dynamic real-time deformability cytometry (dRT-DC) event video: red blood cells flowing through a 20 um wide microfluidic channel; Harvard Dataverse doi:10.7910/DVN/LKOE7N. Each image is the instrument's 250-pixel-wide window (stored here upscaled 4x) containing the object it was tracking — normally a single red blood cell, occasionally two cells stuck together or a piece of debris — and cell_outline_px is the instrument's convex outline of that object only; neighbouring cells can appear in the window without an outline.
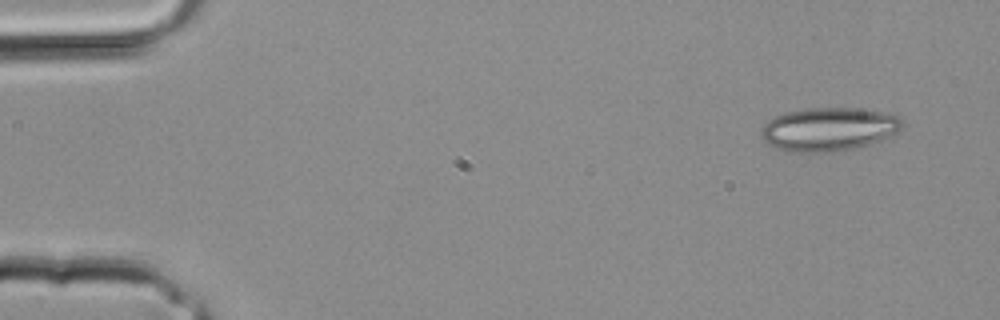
{"species": "common noctule bat (a hibernating species)", "species_latin": "Nyctalus noctula", "temperature_condition": "room temperature", "stored_images_in_passage": 29, "camera_frame_rate_fps": 3000, "um_per_image_px": 0.085, "animal": {"sex": "male", "body_mass_g": 20.4}, "frame": {"image": 1, "passage_image": 1, "time_ms": 0.0, "image_size_px": [1000, 320], "cell_outline_px": [[904, 124], [896, 132], [880, 140], [868, 144], [852, 148], [824, 152], [788, 152], [768, 144], [760, 136], [760, 128], [768, 120], [776, 116], [788, 112], [808, 108], [856, 108], [888, 112], [900, 116], [904, 120]], "centroid_in_image_um": [70.44, 10.97], "position_along_channel_um": 14.6, "area_um2": 35.72}}
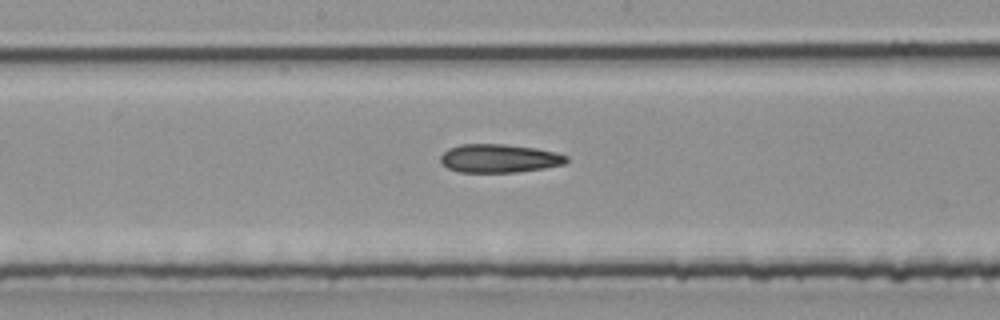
{"frame": {"image": 2, "passage_image": 16, "time_ms": 5.0, "image_size_px": [1000, 320], "cell_outline_px": [[568, 160], [564, 164], [544, 168], [516, 172], [460, 172], [448, 168], [440, 160], [440, 156], [448, 148], [460, 144], [504, 144], [536, 148], [556, 152], [568, 156]], "centroid_in_image_um": [42.44, 13.45], "position_along_channel_um": 205.8, "area_um2": 20.87}}
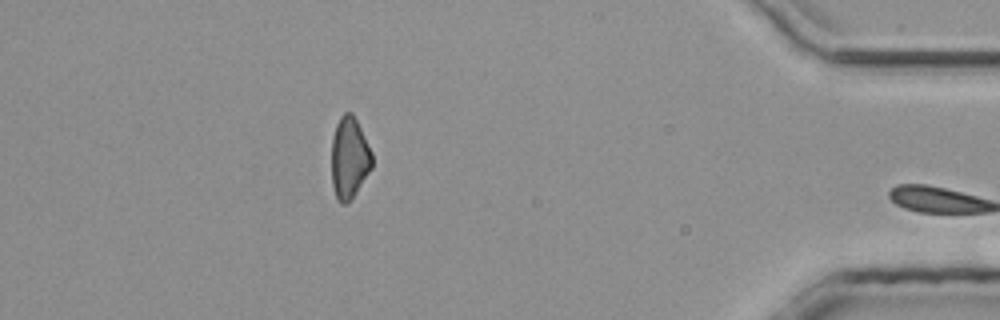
{"frame": {"image": 3, "passage_image": 28, "time_ms": 9.0, "image_size_px": [1000, 320], "cell_outline_px": [[372, 168], [348, 204], [340, 204], [336, 200], [332, 184], [332, 136], [336, 124], [340, 116], [344, 112], [352, 112], [372, 152]], "centroid_in_image_um": [29.68, 13.45], "position_along_channel_um": 405.5, "area_um2": 19.36}}